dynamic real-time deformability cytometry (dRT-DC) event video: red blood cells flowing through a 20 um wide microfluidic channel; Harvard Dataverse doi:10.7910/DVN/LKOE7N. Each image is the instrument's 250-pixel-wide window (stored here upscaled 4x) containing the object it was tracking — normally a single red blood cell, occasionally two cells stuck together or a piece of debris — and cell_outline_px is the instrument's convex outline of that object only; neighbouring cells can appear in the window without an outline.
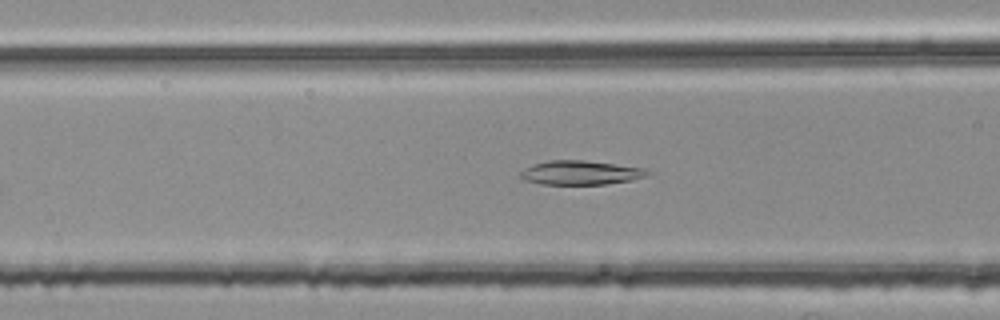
{"species": "common noctule bat (a hibernating species)", "species_latin": "Nyctalus noctula", "temperature_condition": "room temperature", "stored_images_in_passage": 20, "camera_frame_rate_fps": 3000, "um_per_image_px": 0.085, "animal": {"sex": "female", "body_mass_g": 25.1}, "frame": {"image": 1, "passage_image": 15, "time_ms": 4.667, "image_size_px": [1000, 320], "cell_outline_px": [[652, 172], [648, 176], [632, 180], [604, 184], [540, 184], [524, 180], [520, 176], [520, 172], [524, 168], [532, 164], [548, 160], [584, 160], [644, 168]], "centroid_in_image_um": [49.34, 14.67], "position_along_channel_um": 117.3, "area_um2": 17.92}}
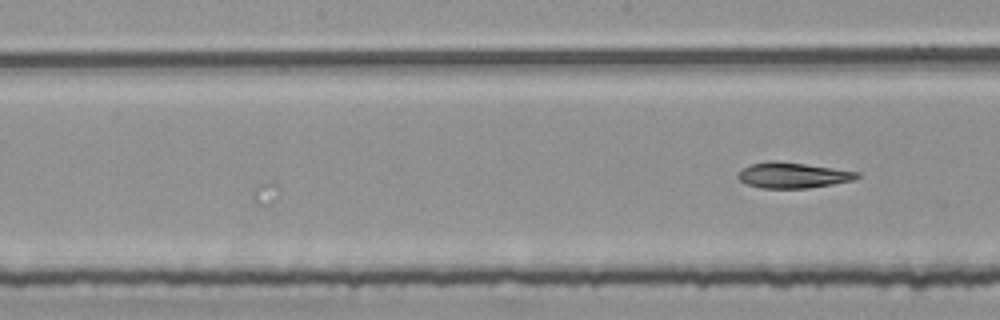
{"frame": {"image": 2, "passage_image": 20, "time_ms": 6.333, "image_size_px": [1000, 320], "cell_outline_px": [[860, 176], [852, 180], [832, 184], [808, 188], [760, 188], [748, 184], [740, 180], [736, 176], [744, 168], [752, 164], [772, 160], [804, 164], [860, 172]], "centroid_in_image_um": [67.39, 14.9], "position_along_channel_um": 180.8, "area_um2": 17.46}}